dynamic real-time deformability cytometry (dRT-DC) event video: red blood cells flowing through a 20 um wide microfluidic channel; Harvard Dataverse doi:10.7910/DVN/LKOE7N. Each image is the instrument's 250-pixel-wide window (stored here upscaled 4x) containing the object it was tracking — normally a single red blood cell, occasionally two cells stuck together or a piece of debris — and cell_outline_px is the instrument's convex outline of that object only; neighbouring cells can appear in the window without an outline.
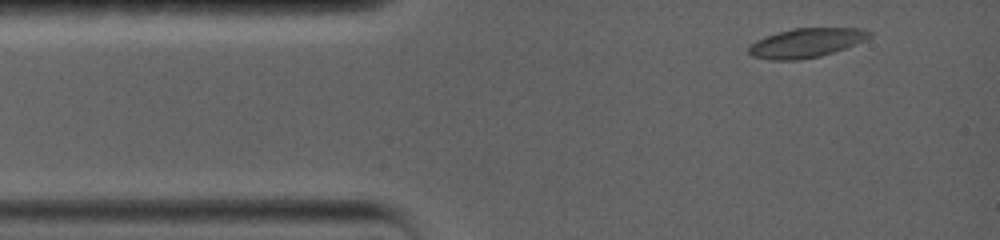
{"species": "common noctule bat (a hibernating species)", "species_latin": "Nyctalus noctula", "temperature_condition": "warm", "stored_images_in_passage": 20, "camera_frame_rate_fps": 5000, "um_per_image_px": 0.085, "animal": {"sex": "female", "body_mass_g": 19.0, "forearm_length_mm": 56.7}, "frame": {"image": 1, "passage_image": 2, "time_ms": 0.6, "image_size_px": [1000, 240], "cell_outline_px": [[872, 36], [864, 40], [844, 48], [820, 56], [796, 60], [772, 60], [752, 56], [748, 52], [748, 48], [756, 40], [764, 36], [792, 28], [860, 28], [872, 32]], "centroid_in_image_um": [68.5, 3.63], "position_along_channel_um": 16.5, "area_um2": 20.4}}
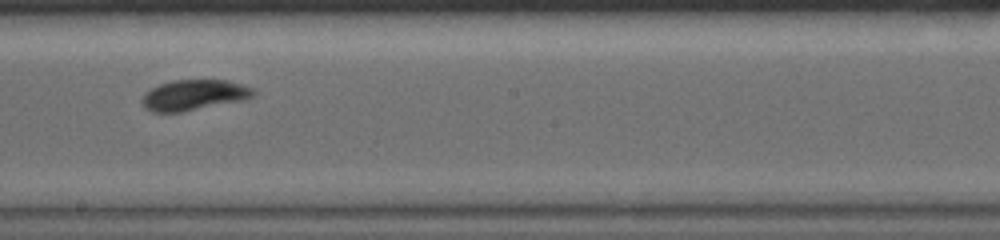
{"frame": {"image": 2, "passage_image": 12, "time_ms": 8.0, "image_size_px": [1000, 240], "cell_outline_px": [[256, 92], [252, 96], [244, 100], [180, 112], [152, 112], [144, 108], [140, 100], [152, 88], [160, 84], [172, 80], [228, 80], [252, 88]], "centroid_in_image_um": [16.47, 8.08], "position_along_channel_um": 231.7, "area_um2": 19.65}}
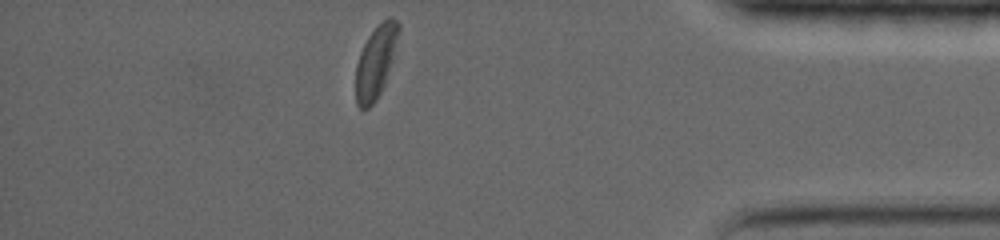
{"frame": {"image": 3, "passage_image": 20, "time_ms": 13.8, "image_size_px": [1000, 240], "cell_outline_px": [[400, 28], [384, 84], [376, 100], [368, 108], [360, 108], [356, 104], [356, 64], [360, 52], [368, 36], [388, 16], [392, 16], [400, 24]], "centroid_in_image_um": [31.91, 5.25], "position_along_channel_um": 403.3, "area_um2": 17.51}, "authors_computed_cell_mechanics": {"area_um2": 20.2011, "velocity_mm_per_s": 3.5364, "shape_relaxation_time_tau1_ms": 2.8928, "shape_relaxation_time_tau2_ms": 1.3351, "deformation_change_tau1": 0.097, "deformation_change_tau2": 0.0477}}